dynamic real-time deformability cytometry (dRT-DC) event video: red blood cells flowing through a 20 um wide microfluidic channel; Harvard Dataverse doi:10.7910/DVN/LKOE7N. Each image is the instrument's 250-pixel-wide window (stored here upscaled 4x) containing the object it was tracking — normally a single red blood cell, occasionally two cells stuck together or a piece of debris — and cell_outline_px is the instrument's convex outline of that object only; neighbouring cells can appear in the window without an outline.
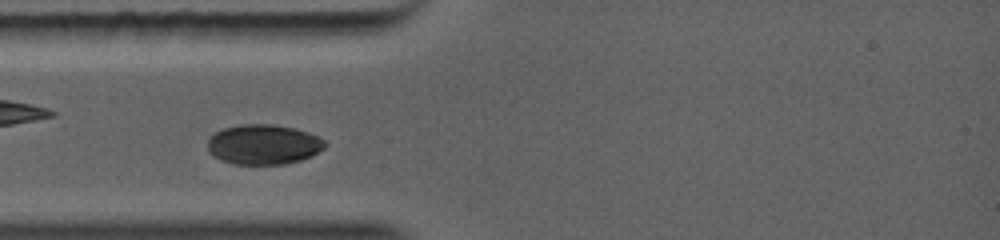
{"species": "common noctule bat (a hibernating species)", "species_latin": "Nyctalus noctula", "temperature_condition": "warm", "stored_images_in_passage": 28, "segment_of_instrument_passage": [1, 2], "camera_frame_rate_fps": 5000, "um_per_image_px": 0.085, "animal": {"sex": "female", "body_mass_g": 19.0, "forearm_length_mm": 56.7}, "frame": {"image": 1, "passage_image": 5, "time_ms": 1.4, "image_size_px": [1000, 240], "cell_outline_px": [[328, 144], [324, 148], [312, 156], [300, 160], [284, 164], [232, 164], [220, 160], [212, 156], [208, 152], [208, 140], [216, 132], [224, 128], [248, 124], [264, 124], [292, 128], [316, 136], [324, 140]], "centroid_in_image_um": [22.37, 12.31], "position_along_channel_um": 62.6, "area_um2": 27.05}}
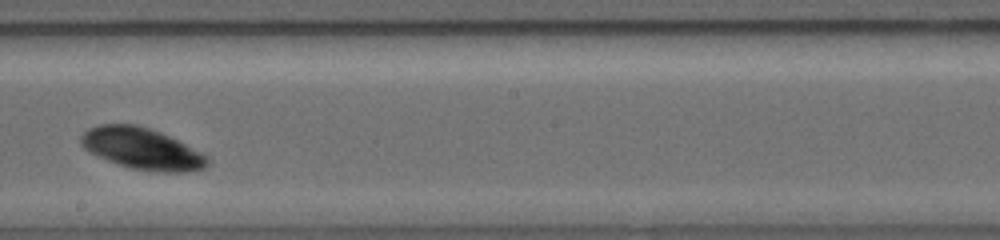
{"frame": {"image": 2, "passage_image": 14, "time_ms": 5.0, "image_size_px": [1000, 240], "cell_outline_px": [[212, 164], [208, 168], [196, 172], [148, 172], [128, 168], [92, 152], [84, 144], [84, 136], [92, 128], [108, 124], [128, 124], [164, 136], [184, 144], [208, 156], [212, 160]], "centroid_in_image_um": [12.25, 12.74], "position_along_channel_um": 235.9, "area_um2": 29.19}}
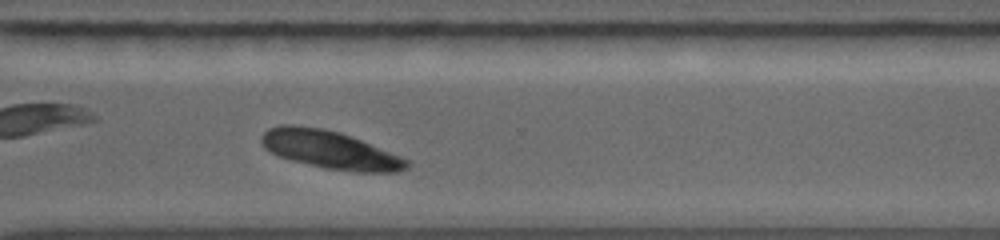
{"frame": {"image": 3, "passage_image": 20, "time_ms": 7.2, "image_size_px": [1000, 240], "cell_outline_px": [[408, 168], [400, 172], [352, 172], [324, 168], [292, 160], [280, 156], [272, 152], [264, 144], [264, 136], [272, 128], [316, 128], [336, 132], [348, 136], [400, 156], [408, 160]], "centroid_in_image_um": [28.21, 12.82], "position_along_channel_um": 342.4, "area_um2": 30.23}}